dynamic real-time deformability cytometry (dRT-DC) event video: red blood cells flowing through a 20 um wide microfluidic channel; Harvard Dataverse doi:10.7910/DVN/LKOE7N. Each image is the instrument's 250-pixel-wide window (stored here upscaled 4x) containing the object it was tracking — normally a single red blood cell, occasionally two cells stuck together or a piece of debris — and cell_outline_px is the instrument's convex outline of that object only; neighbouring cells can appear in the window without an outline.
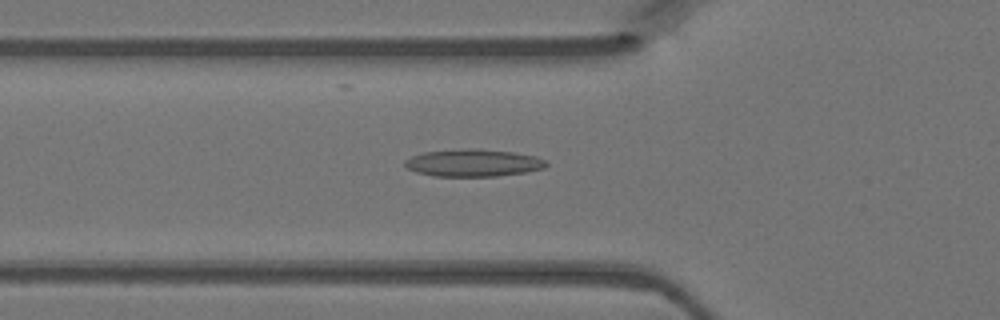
{"species": "Egyptian fruit bat (a non-hibernating species)", "species_latin": "Rousettus aegyptiacus", "temperature_condition": "warm", "stored_images_in_passage": 47, "camera_frame_rate_fps": 3000, "um_per_image_px": 0.085, "animal": {"sex": "female"}, "frame": {"image": 1, "passage_image": 16, "time_ms": 5.0, "image_size_px": [1000, 320], "cell_outline_px": [[548, 164], [544, 168], [528, 172], [496, 176], [432, 176], [416, 172], [408, 168], [404, 164], [404, 160], [412, 156], [424, 152], [468, 148], [472, 148], [512, 152], [536, 156], [544, 160]], "centroid_in_image_um": [40.22, 13.85], "position_along_channel_um": 85.6, "area_um2": 22.48}}
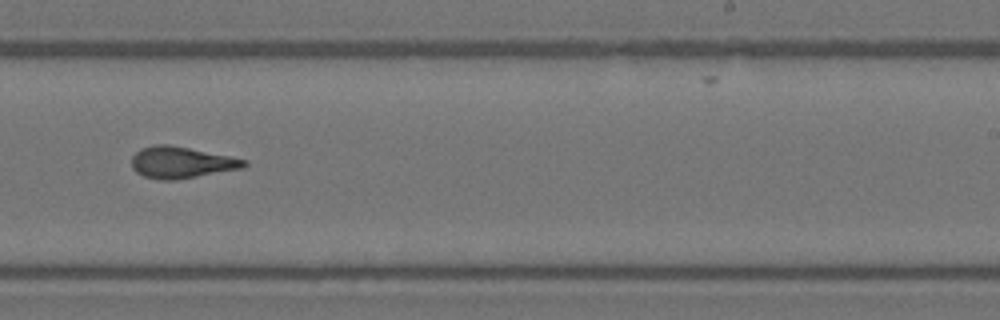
{"frame": {"image": 2, "passage_image": 29, "time_ms": 9.333, "image_size_px": [1000, 320], "cell_outline_px": [[248, 164], [244, 168], [176, 180], [160, 180], [144, 176], [136, 172], [132, 168], [132, 156], [140, 148], [156, 144], [168, 144], [248, 160]], "centroid_in_image_um": [15.4, 13.81], "position_along_channel_um": 273.6, "area_um2": 20.63}}
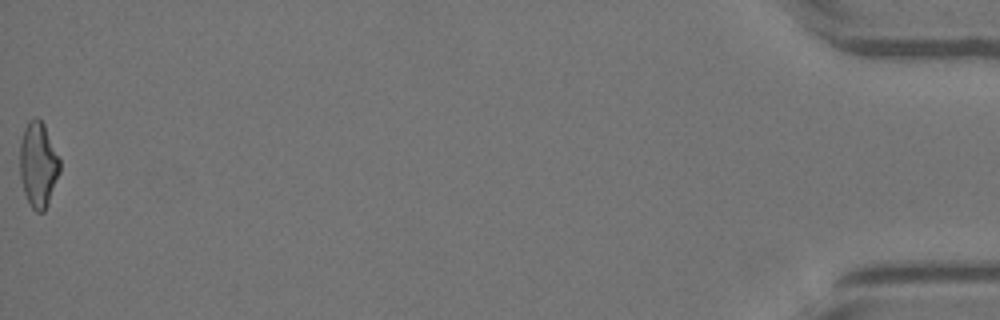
{"frame": {"image": 3, "passage_image": 47, "time_ms": 15.333, "image_size_px": [1000, 320], "cell_outline_px": [[60, 172], [48, 204], [44, 212], [36, 212], [32, 208], [24, 192], [20, 176], [20, 144], [24, 128], [28, 120], [36, 116], [44, 124], [60, 160]], "centroid_in_image_um": [3.25, 13.99], "position_along_channel_um": 432.0, "area_um2": 19.83}}